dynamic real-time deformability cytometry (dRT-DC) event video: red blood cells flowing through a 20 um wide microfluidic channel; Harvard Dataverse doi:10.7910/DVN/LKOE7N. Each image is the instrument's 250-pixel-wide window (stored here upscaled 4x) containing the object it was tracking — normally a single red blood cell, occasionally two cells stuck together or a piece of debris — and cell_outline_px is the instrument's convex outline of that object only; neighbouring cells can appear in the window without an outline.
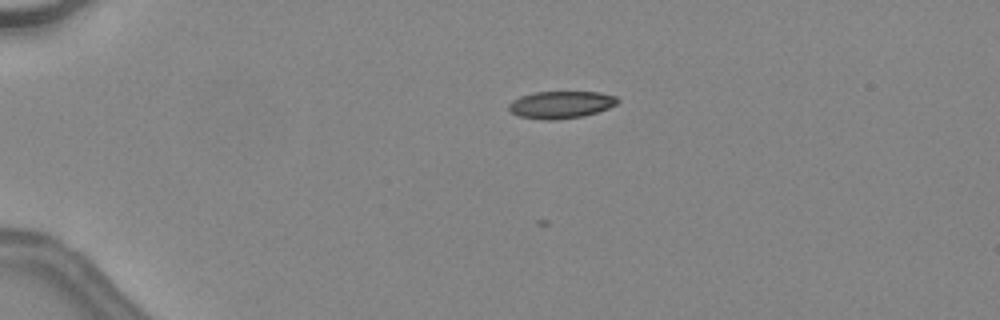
{"species": "common noctule bat (a hibernating species)", "species_latin": "Nyctalus noctula", "temperature_condition": "warm", "stored_images_in_passage": 49, "camera_frame_rate_fps": 3000, "um_per_image_px": 0.085, "animal": {"sex": "female", "body_mass_g": 24.6, "forearm_length_mm": 56.2}, "frame": {"image": 1, "passage_image": 13, "time_ms": 4.0, "image_size_px": [1000, 320], "cell_outline_px": [[620, 100], [616, 104], [608, 108], [584, 116], [556, 120], [540, 120], [520, 116], [512, 112], [508, 108], [508, 104], [512, 100], [520, 96], [536, 92], [600, 92], [616, 96]], "centroid_in_image_um": [47.67, 8.9], "position_along_channel_um": 37.3, "area_um2": 17.34}}